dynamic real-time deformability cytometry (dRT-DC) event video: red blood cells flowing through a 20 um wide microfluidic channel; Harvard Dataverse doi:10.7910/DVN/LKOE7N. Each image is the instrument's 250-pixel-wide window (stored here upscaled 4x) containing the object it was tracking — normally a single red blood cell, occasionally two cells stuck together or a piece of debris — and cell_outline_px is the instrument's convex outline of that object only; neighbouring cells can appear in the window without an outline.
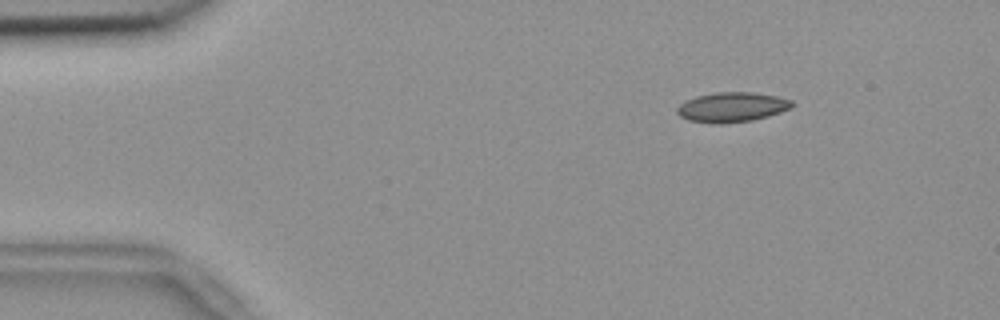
{"species": "common noctule bat (a hibernating species)", "species_latin": "Nyctalus noctula", "temperature_condition": "room temperature", "stored_images_in_passage": 55, "camera_frame_rate_fps": 3000, "um_per_image_px": 0.085, "animal": {"sex": "female", "body_mass_g": 18.4}, "frame": {"image": 1, "passage_image": 8, "time_ms": 2.333, "image_size_px": [1000, 320], "cell_outline_px": [[796, 104], [792, 108], [768, 116], [752, 120], [724, 124], [712, 124], [688, 120], [680, 116], [676, 112], [676, 108], [684, 100], [696, 96], [716, 92], [752, 92], [776, 96], [792, 100]], "centroid_in_image_um": [62.21, 9.11], "position_along_channel_um": 22.8, "area_um2": 20.23}}
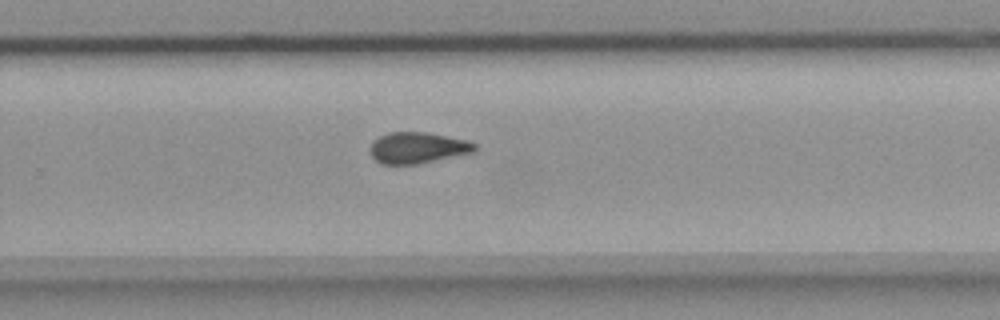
{"frame": {"image": 2, "passage_image": 36, "time_ms": 11.667, "image_size_px": [1000, 320], "cell_outline_px": [[476, 148], [472, 152], [416, 164], [380, 164], [372, 156], [372, 140], [388, 132], [428, 132], [468, 140], [476, 144]], "centroid_in_image_um": [35.49, 12.54], "position_along_channel_um": 294.3, "area_um2": 18.79}}
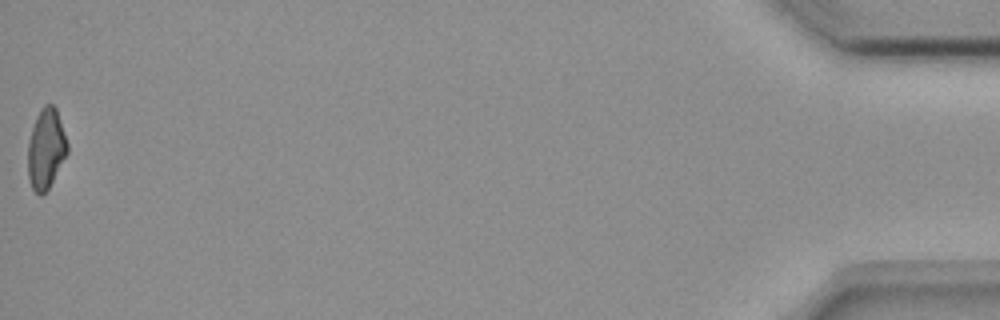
{"frame": {"image": 3, "passage_image": 55, "time_ms": 18.0, "image_size_px": [1000, 320], "cell_outline_px": [[68, 152], [48, 188], [40, 196], [32, 188], [28, 176], [28, 144], [32, 128], [36, 116], [40, 108], [44, 104], [52, 104], [56, 108], [68, 144]], "centroid_in_image_um": [3.9, 12.62], "position_along_channel_um": 431.3, "area_um2": 18.26}, "authors_computed_cell_mechanics": {"area_um2": 19.2474, "velocity_mm_per_s": 3.7157, "shape_relaxation_time_tau1_ms": null, "shape_relaxation_time_tau2_ms": 2.9005, "deformation_change_tau1": null, "deformation_change_tau2": 0.094}}